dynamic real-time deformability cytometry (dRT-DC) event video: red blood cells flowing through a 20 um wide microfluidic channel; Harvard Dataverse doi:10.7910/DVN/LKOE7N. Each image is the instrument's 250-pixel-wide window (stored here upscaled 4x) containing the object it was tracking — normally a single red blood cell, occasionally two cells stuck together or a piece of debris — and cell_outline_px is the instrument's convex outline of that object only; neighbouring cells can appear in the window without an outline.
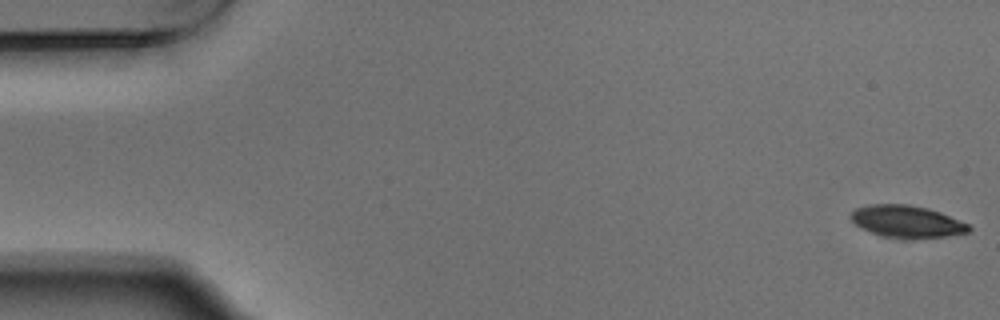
{"species": "Egyptian fruit bat (a non-hibernating species)", "species_latin": "Rousettus aegyptiacus", "temperature_condition": "warm", "stored_images_in_passage": 55, "camera_frame_rate_fps": 3000, "um_per_image_px": 0.085, "animal": {"sex": "male"}, "frame": {"image": 1, "passage_image": 1, "time_ms": 0.0, "image_size_px": [1000, 320], "cell_outline_px": [[972, 228], [968, 232], [944, 236], [880, 236], [860, 228], [852, 220], [852, 212], [856, 208], [868, 204], [908, 204], [928, 208], [940, 212], [968, 224]], "centroid_in_image_um": [77.05, 18.79], "position_along_channel_um": 8.0, "area_um2": 21.33}}
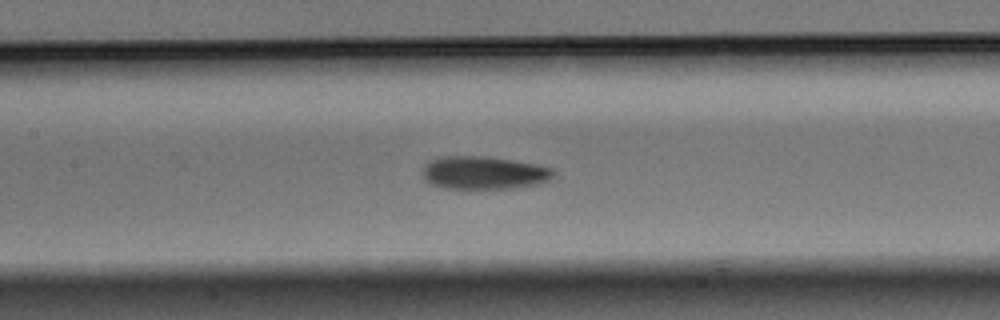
{"frame": {"image": 2, "passage_image": 25, "time_ms": 8.0, "image_size_px": [1000, 320], "cell_outline_px": [[556, 172], [548, 180], [540, 184], [512, 188], [440, 188], [424, 180], [424, 164], [428, 160], [440, 156], [488, 156], [536, 164], [552, 168]], "centroid_in_image_um": [41.11, 14.67], "position_along_channel_um": 166.3, "area_um2": 25.32}}
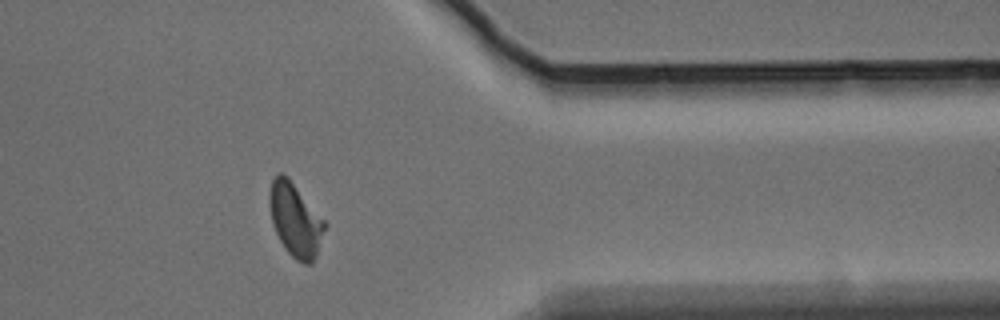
{"frame": {"image": 3, "passage_image": 44, "time_ms": 14.333, "image_size_px": [1000, 320], "cell_outline_px": [[328, 224], [316, 256], [312, 264], [304, 264], [296, 260], [284, 248], [272, 224], [268, 204], [268, 196], [272, 180], [280, 172], [288, 176]], "centroid_in_image_um": [25.11, 18.69], "position_along_channel_um": 386.3, "area_um2": 23.93}, "authors_computed_cell_mechanics": {"area_um2": 23.409, "velocity_mm_per_s": 3.712, "shape_relaxation_time_tau1_ms": 5.0893, "shape_relaxation_time_tau2_ms": 2.7556, "deformation_change_tau1": 0.1727, "deformation_change_tau2": 0.0862}}